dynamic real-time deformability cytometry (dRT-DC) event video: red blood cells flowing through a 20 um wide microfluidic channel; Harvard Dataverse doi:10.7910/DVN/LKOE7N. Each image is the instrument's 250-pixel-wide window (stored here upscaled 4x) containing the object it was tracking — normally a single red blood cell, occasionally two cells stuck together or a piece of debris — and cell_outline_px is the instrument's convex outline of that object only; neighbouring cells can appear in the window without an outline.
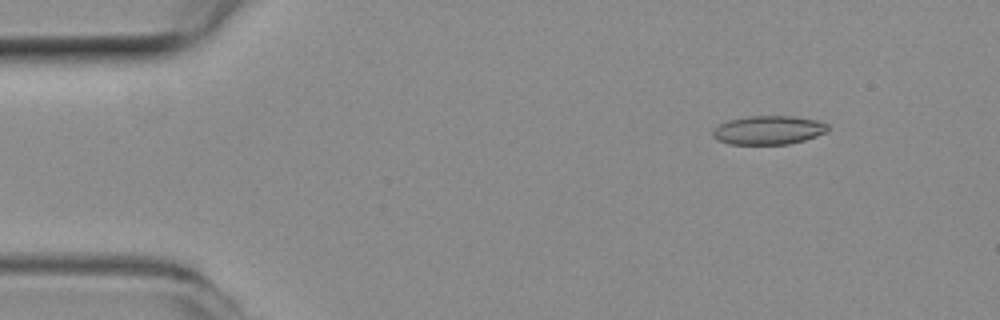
{"species": "common noctule bat (a hibernating species)", "species_latin": "Nyctalus noctula", "temperature_condition": "room temperature", "stored_images_in_passage": 51, "camera_frame_rate_fps": 3000, "um_per_image_px": 0.085, "animal": {"sex": "female", "body_mass_g": 19.3, "forearm_length_mm": 54.1}, "frame": {"image": 1, "passage_image": 5, "time_ms": 1.333, "image_size_px": [1000, 320], "cell_outline_px": [[828, 132], [804, 140], [788, 144], [728, 144], [716, 140], [712, 136], [712, 132], [720, 124], [728, 120], [748, 116], [796, 116], [816, 120], [828, 124]], "centroid_in_image_um": [65.32, 11.06], "position_along_channel_um": 19.7, "area_um2": 19.36}}
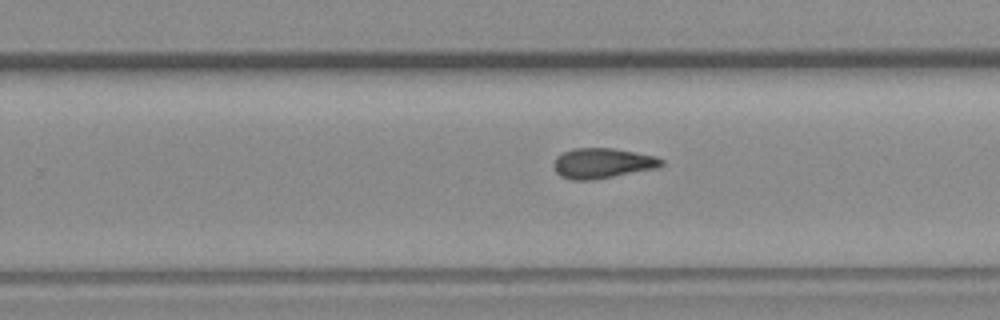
{"frame": {"image": 2, "passage_image": 31, "time_ms": 10.0, "image_size_px": [1000, 320], "cell_outline_px": [[664, 164], [656, 168], [592, 180], [572, 180], [560, 176], [556, 172], [552, 164], [556, 156], [572, 148], [612, 148], [652, 156], [664, 160]], "centroid_in_image_um": [51.14, 13.88], "position_along_channel_um": 278.7, "area_um2": 18.79}}
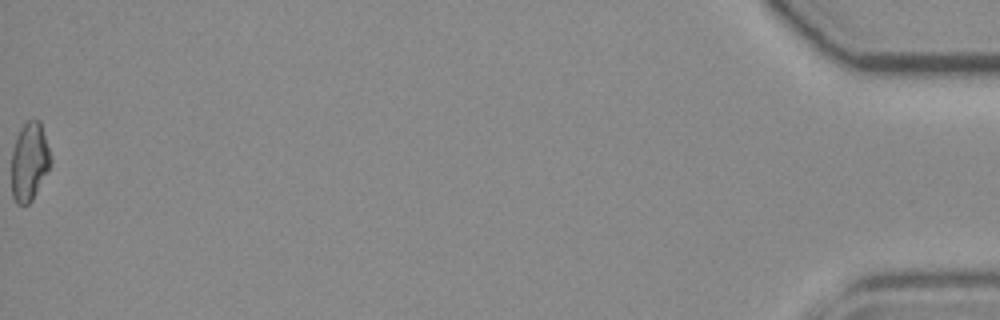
{"frame": {"image": 3, "passage_image": 51, "time_ms": 16.667, "image_size_px": [1000, 320], "cell_outline_px": [[52, 160], [32, 200], [28, 204], [16, 204], [12, 196], [12, 152], [16, 136], [20, 128], [28, 120], [40, 120]], "centroid_in_image_um": [2.48, 13.72], "position_along_channel_um": 432.7, "area_um2": 17.63}, "authors_computed_cell_mechanics": {"area_um2": 18.6694, "velocity_mm_per_s": 3.954, "shape_relaxation_time_tau1_ms": null, "shape_relaxation_time_tau2_ms": 6.298, "deformation_change_tau1": null, "deformation_change_tau2": 0.158}}